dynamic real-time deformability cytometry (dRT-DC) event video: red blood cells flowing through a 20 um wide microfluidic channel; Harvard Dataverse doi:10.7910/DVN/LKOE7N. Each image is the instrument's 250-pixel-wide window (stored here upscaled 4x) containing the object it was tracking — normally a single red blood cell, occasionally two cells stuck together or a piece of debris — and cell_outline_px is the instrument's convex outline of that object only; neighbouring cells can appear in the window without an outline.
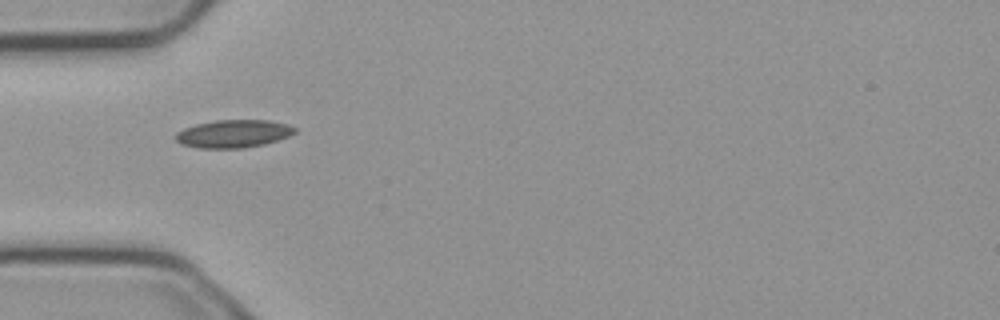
{"species": "common noctule bat (a hibernating species)", "species_latin": "Nyctalus noctula", "temperature_condition": "cold", "stored_images_in_passage": 10, "camera_frame_rate_fps": 3000, "um_per_image_px": 0.085, "animal": {"sex": "male", "body_mass_g": 23.1, "forearm_length_mm": 52.7}, "frame": {"image": 1, "passage_image": 5, "time_ms": 1.333, "image_size_px": [1000, 320], "cell_outline_px": [[296, 132], [288, 136], [264, 144], [244, 148], [200, 148], [180, 144], [176, 140], [176, 132], [184, 128], [196, 124], [216, 120], [268, 120], [288, 124], [296, 128]], "centroid_in_image_um": [19.83, 11.36], "position_along_channel_um": 65.2, "area_um2": 19.31}}
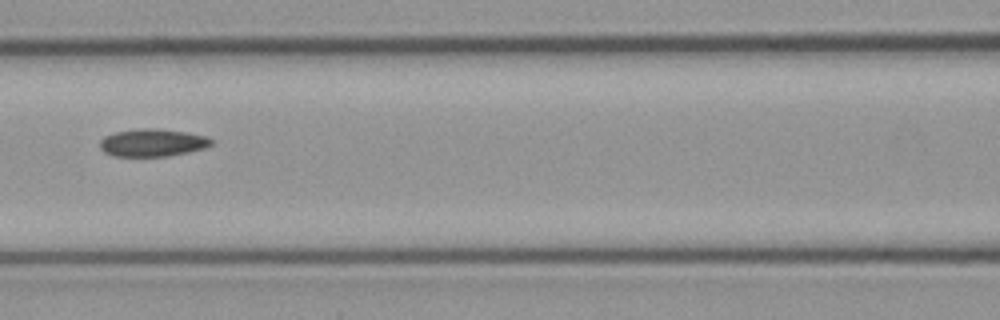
{"frame": {"image": 2, "passage_image": 7, "time_ms": 2.0, "image_size_px": [1000, 320], "cell_outline_px": [[212, 144], [204, 148], [188, 152], [168, 156], [112, 156], [104, 152], [100, 148], [100, 140], [104, 136], [116, 132], [136, 128], [156, 128], [184, 132], [204, 136], [212, 140]], "centroid_in_image_um": [12.91, 12.13], "position_along_channel_um": 153.7, "area_um2": 17.86}}
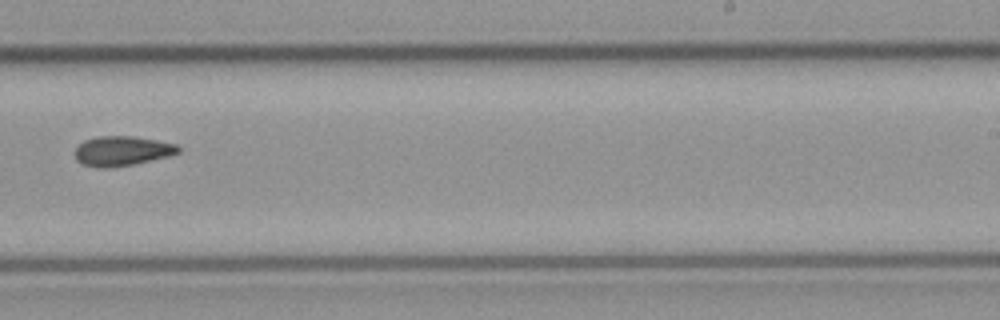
{"frame": {"image": 3, "passage_image": 10, "time_ms": 3.0, "image_size_px": [1000, 320], "cell_outline_px": [[180, 152], [168, 156], [132, 164], [104, 168], [100, 168], [84, 164], [76, 160], [76, 148], [84, 140], [96, 136], [132, 136], [156, 140], [176, 144], [180, 148]], "centroid_in_image_um": [10.37, 12.82], "position_along_channel_um": 278.6, "area_um2": 17.63}}